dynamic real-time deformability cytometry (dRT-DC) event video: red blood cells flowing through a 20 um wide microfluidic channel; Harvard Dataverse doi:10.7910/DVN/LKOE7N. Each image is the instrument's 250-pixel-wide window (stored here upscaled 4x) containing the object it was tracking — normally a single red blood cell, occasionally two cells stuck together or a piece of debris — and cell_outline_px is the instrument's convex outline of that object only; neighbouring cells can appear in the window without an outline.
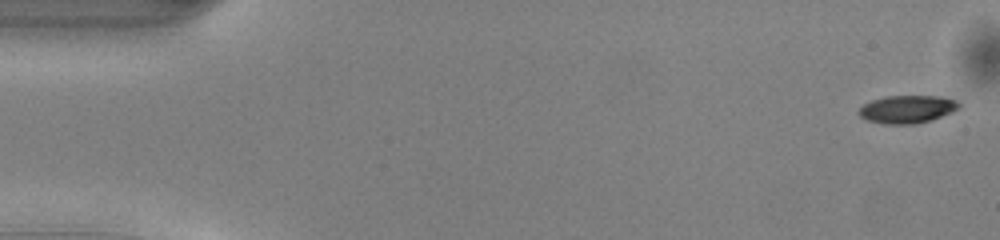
{"species": "common noctule bat (a hibernating species)", "species_latin": "Nyctalus noctula", "temperature_condition": "warm", "stored_images_in_passage": 50, "camera_frame_rate_fps": 3000, "um_per_image_px": 0.085, "animal": {"sex": "male", "body_mass_g": 13.0, "forearm_length_mm": 53.1}, "frame": {"image": 1, "passage_image": 1, "time_ms": 0.0, "image_size_px": [1000, 240], "cell_outline_px": [[960, 108], [952, 112], [928, 120], [912, 124], [884, 124], [868, 120], [860, 116], [856, 112], [864, 104], [872, 100], [884, 96], [944, 96], [956, 100], [960, 104]], "centroid_in_image_um": [77.1, 9.27], "position_along_channel_um": 7.9, "area_um2": 16.18}}
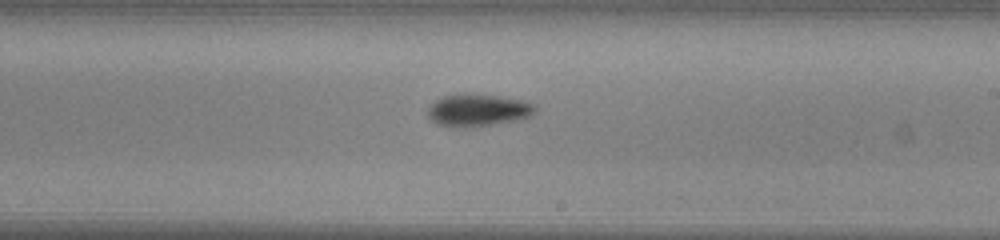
{"frame": {"image": 2, "passage_image": 29, "time_ms": 9.333, "image_size_px": [1000, 240], "cell_outline_px": [[536, 112], [532, 116], [492, 124], [436, 124], [428, 116], [428, 108], [436, 100], [444, 96], [464, 92], [496, 96], [524, 100], [536, 104]], "centroid_in_image_um": [40.68, 9.29], "position_along_channel_um": 248.3, "area_um2": 19.42}}
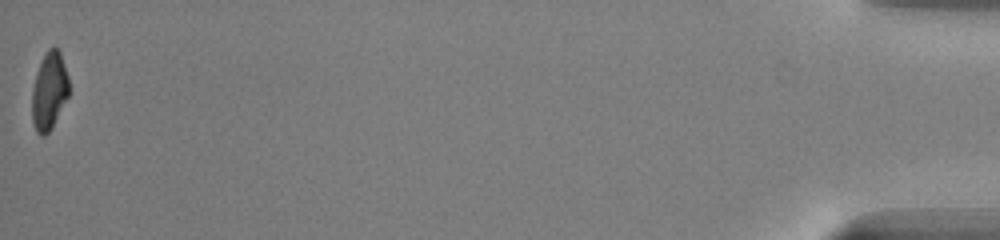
{"frame": {"image": 3, "passage_image": 50, "time_ms": 16.333, "image_size_px": [1000, 240], "cell_outline_px": [[68, 96], [52, 128], [44, 136], [40, 136], [36, 132], [32, 120], [32, 88], [36, 72], [48, 48], [56, 48], [60, 52], [68, 76]], "centroid_in_image_um": [4.17, 7.77], "position_along_channel_um": 431.0, "area_um2": 16.59}, "authors_computed_cell_mechanics": {"area_um2": 18.0336, "velocity_mm_per_s": 4.0935, "shape_relaxation_time_tau1_ms": 2.1693, "shape_relaxation_time_tau2_ms": 4.7877, "deformation_change_tau1": 0.1304, "deformation_change_tau2": 0.1297}}